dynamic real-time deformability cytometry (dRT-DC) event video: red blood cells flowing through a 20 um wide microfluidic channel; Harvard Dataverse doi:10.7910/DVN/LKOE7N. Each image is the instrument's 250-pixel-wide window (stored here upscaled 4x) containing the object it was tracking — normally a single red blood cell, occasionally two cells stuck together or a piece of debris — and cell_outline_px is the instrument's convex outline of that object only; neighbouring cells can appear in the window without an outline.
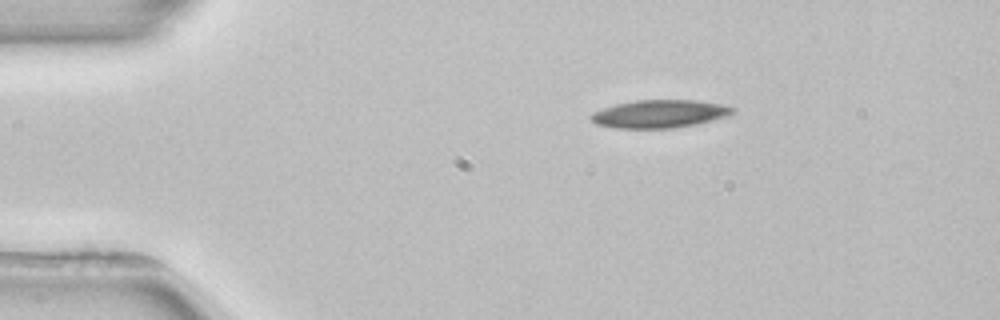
{"species": "common noctule bat (a hibernating species)", "species_latin": "Nyctalus noctula", "temperature_condition": "room temperature", "stored_images_in_passage": 2, "camera_frame_rate_fps": 3000, "um_per_image_px": 0.085, "animal": {"sex": "female", "body_mass_g": 22.7, "forearm_length_mm": 54.2}, "frame": {"image": 1, "passage_image": 1, "time_ms": 0.0, "image_size_px": [1000, 320], "cell_outline_px": [[736, 112], [728, 116], [696, 124], [672, 128], [616, 128], [596, 124], [588, 116], [592, 112], [616, 104], [636, 100], [696, 100], [720, 104], [736, 108]], "centroid_in_image_um": [56.07, 9.67], "position_along_channel_um": 28.9, "area_um2": 23.06}}